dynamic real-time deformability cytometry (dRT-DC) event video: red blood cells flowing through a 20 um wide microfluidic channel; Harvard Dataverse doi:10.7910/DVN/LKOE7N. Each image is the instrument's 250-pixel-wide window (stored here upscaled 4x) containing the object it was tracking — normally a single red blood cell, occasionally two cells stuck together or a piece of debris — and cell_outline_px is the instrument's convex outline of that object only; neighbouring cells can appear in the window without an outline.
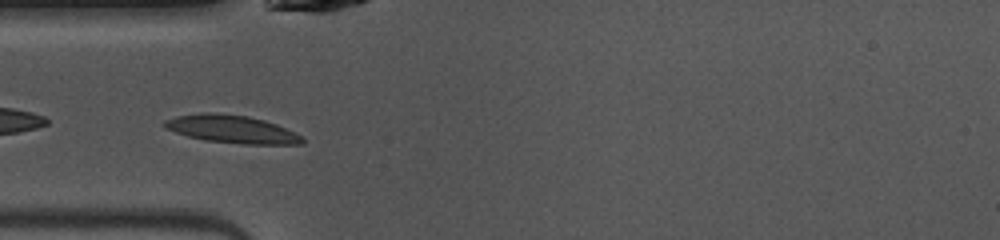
{"species": "common noctule bat (a hibernating species)", "species_latin": "Nyctalus noctula", "temperature_condition": "warm", "stored_images_in_passage": 41, "camera_frame_rate_fps": 3000, "um_per_image_px": 0.085, "animal": {"sex": "female", "body_mass_g": 10.0, "forearm_length_mm": 53.1}, "frame": {"image": 1, "passage_image": 6, "time_ms": 1.667, "image_size_px": [1000, 240], "cell_outline_px": [[304, 144], [244, 144], [204, 140], [188, 136], [164, 128], [160, 124], [164, 120], [176, 116], [200, 112], [216, 112], [248, 116], [264, 120], [276, 124], [304, 136]], "centroid_in_image_um": [19.68, 10.97], "position_along_channel_um": 65.3, "area_um2": 22.6}}
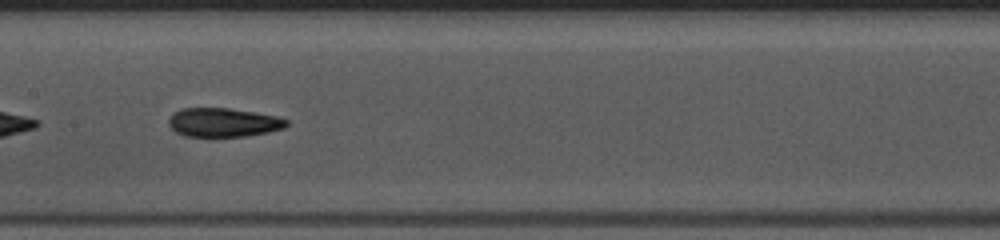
{"frame": {"image": 2, "passage_image": 15, "time_ms": 4.667, "image_size_px": [1000, 240], "cell_outline_px": [[288, 124], [284, 128], [268, 132], [244, 136], [184, 136], [176, 132], [168, 124], [168, 120], [180, 108], [228, 108], [276, 116], [288, 120]], "centroid_in_image_um": [18.98, 10.41], "position_along_channel_um": 188.4, "area_um2": 19.59}}
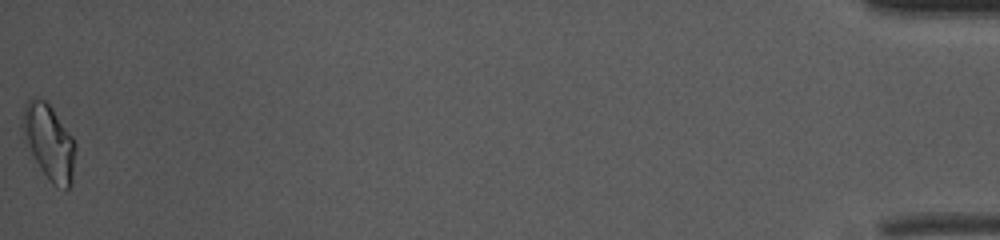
{"frame": {"image": 3, "passage_image": 41, "time_ms": 13.333, "image_size_px": [1000, 240], "cell_outline_px": [[76, 148], [72, 184], [68, 188], [64, 188], [52, 184], [40, 168], [20, 128], [20, 124], [24, 108], [28, 100], [44, 100], [52, 108], [72, 136], [76, 144]], "centroid_in_image_um": [4.19, 12.1], "position_along_channel_um": 431.0, "area_um2": 22.77}, "authors_computed_cell_mechanics": {"area_um2": 20.4034, "velocity_mm_per_s": 4.0528, "shape_relaxation_time_tau1_ms": 7.809, "shape_relaxation_time_tau2_ms": 2.4724, "deformation_change_tau1": 0.1934, "deformation_change_tau2": 0.088}}